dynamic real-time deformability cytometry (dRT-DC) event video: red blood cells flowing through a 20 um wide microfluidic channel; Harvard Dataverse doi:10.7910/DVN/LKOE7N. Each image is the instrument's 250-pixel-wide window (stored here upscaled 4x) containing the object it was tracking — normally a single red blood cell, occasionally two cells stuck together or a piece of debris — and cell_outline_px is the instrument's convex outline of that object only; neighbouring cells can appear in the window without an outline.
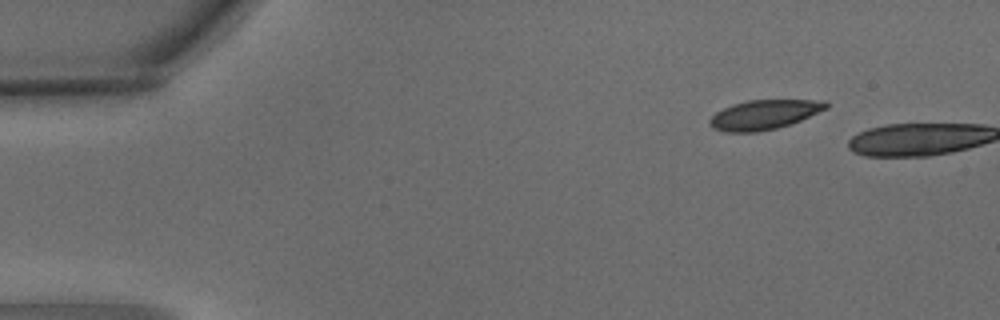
{"species": "common noctule bat (a hibernating species)", "species_latin": "Nyctalus noctula", "temperature_condition": "warm", "stored_images_in_passage": 6, "segment_of_instrument_passage": [2, 2], "camera_frame_rate_fps": 3000, "um_per_image_px": 0.085, "animal": {"sex": "male", "body_mass_g": 15.6}, "frame": {"image": 1, "passage_image": 6, "time_ms": 1.667, "image_size_px": [1000, 320], "cell_outline_px": [[828, 108], [800, 120], [776, 128], [756, 132], [724, 132], [712, 128], [708, 124], [708, 120], [716, 112], [732, 104], [748, 100], [828, 100]], "centroid_in_image_um": [64.92, 9.74], "position_along_channel_um": 20.1, "area_um2": 20.0}}